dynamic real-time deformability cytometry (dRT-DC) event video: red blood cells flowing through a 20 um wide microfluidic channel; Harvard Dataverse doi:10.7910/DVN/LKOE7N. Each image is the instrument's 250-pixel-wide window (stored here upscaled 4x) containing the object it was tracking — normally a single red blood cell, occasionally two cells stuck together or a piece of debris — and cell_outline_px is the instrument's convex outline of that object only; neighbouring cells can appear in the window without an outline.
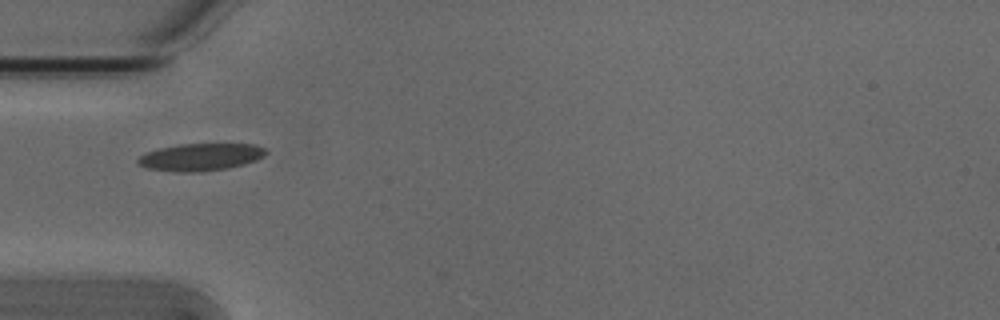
{"species": "Egyptian fruit bat (a non-hibernating species)", "species_latin": "Rousettus aegyptiacus", "temperature_condition": "cold", "stored_images_in_passage": 38, "camera_frame_rate_fps": 3000, "um_per_image_px": 0.085, "animal": {"sex": "male"}, "frame": {"image": 1, "passage_image": 1, "time_ms": 0.0, "image_size_px": [1000, 320], "cell_outline_px": [[268, 152], [264, 156], [256, 160], [244, 164], [228, 168], [200, 172], [176, 172], [144, 168], [136, 164], [136, 160], [144, 152], [160, 148], [180, 144], [256, 144], [264, 148]], "centroid_in_image_um": [17.01, 13.35], "position_along_channel_um": 68.0, "area_um2": 20.63}}
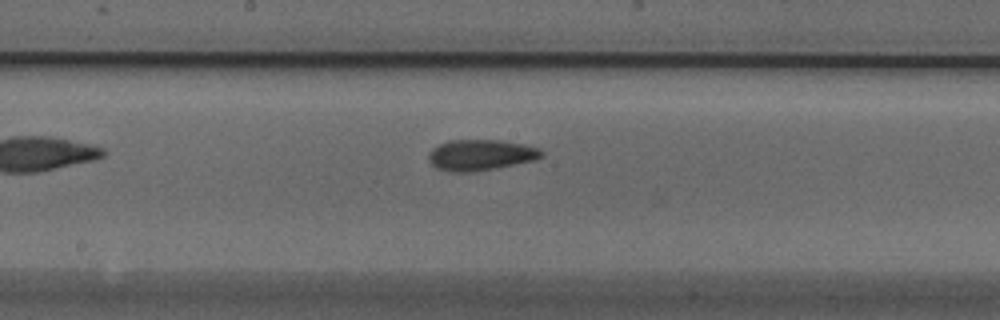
{"frame": {"image": 2, "passage_image": 12, "time_ms": 3.667, "image_size_px": [1000, 320], "cell_outline_px": [[544, 156], [532, 160], [492, 168], [468, 172], [456, 172], [440, 168], [432, 164], [428, 160], [428, 156], [432, 148], [448, 140], [500, 140], [524, 144], [540, 148], [544, 152]], "centroid_in_image_um": [40.86, 13.14], "position_along_channel_um": 207.3, "area_um2": 19.94}}
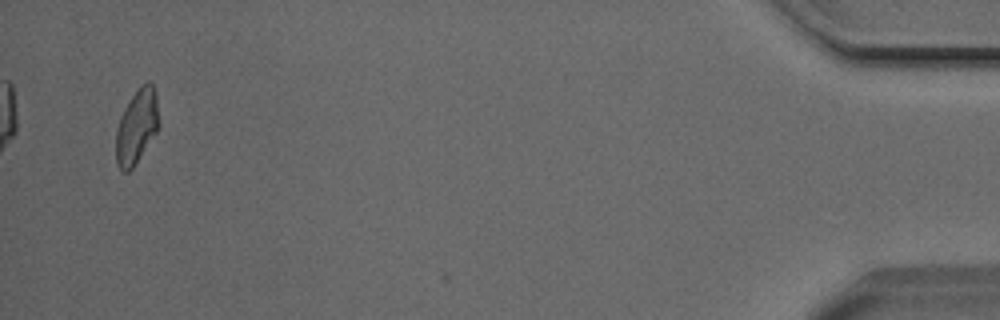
{"frame": {"image": 3, "passage_image": 36, "time_ms": 11.667, "image_size_px": [1000, 320], "cell_outline_px": [[160, 124], [156, 132], [132, 168], [128, 172], [124, 172], [116, 164], [116, 128], [120, 116], [128, 100], [140, 84], [148, 80], [152, 84], [156, 92]], "centroid_in_image_um": [11.62, 10.7], "position_along_channel_um": 423.6, "area_um2": 18.79}, "authors_computed_cell_mechanics": {"area_um2": 18.9584, "velocity_mm_per_s": 3.8099, "shape_relaxation_time_tau1_ms": 7.0639, "shape_relaxation_time_tau2_ms": 3.998, "deformation_change_tau1": 0.1607, "deformation_change_tau2": 0.1028}}